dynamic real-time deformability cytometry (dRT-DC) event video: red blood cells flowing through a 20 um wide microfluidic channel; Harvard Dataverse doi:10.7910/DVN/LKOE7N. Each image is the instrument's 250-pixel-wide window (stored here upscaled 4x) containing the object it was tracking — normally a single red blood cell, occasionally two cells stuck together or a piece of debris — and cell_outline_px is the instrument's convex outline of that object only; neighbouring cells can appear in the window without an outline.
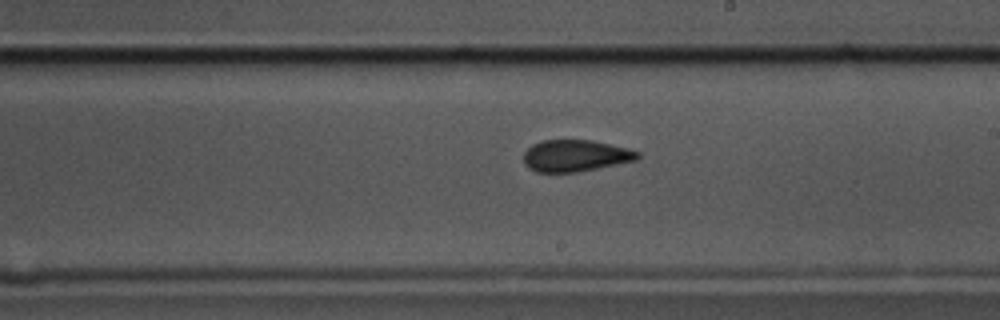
{"species": "common noctule bat (a hibernating species)", "species_latin": "Nyctalus noctula", "temperature_condition": "cold", "stored_images_in_passage": 43, "camera_frame_rate_fps": 3000, "um_per_image_px": 0.085, "animal": {"sex": "male", "body_mass_g": 17.5, "forearm_length_mm": 52.3}, "frame": {"image": 1, "passage_image": 19, "time_ms": 6.0, "image_size_px": [1000, 320], "cell_outline_px": [[640, 156], [636, 160], [576, 172], [536, 172], [528, 168], [524, 164], [524, 152], [532, 144], [540, 140], [592, 140], [628, 148], [640, 152]], "centroid_in_image_um": [48.88, 13.23], "position_along_channel_um": 240.1, "area_um2": 21.04}}
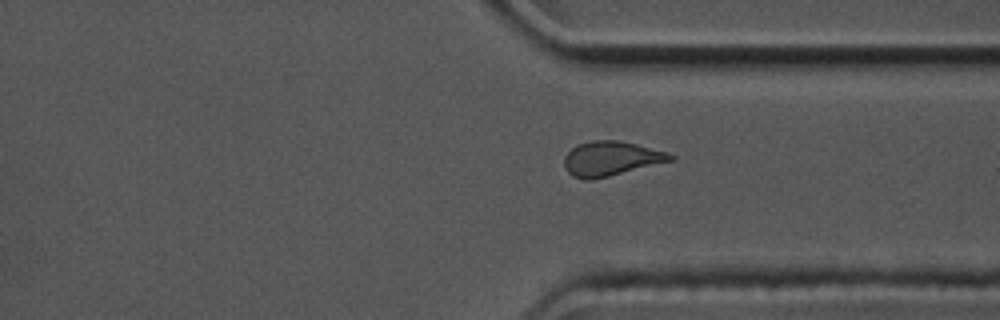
{"frame": {"image": 2, "passage_image": 29, "time_ms": 9.333, "image_size_px": [1000, 320], "cell_outline_px": [[676, 160], [592, 180], [584, 180], [572, 176], [564, 168], [564, 156], [576, 144], [592, 140], [616, 140], [636, 144], [668, 152], [676, 156]], "centroid_in_image_um": [51.94, 13.48], "position_along_channel_um": 359.5, "area_um2": 21.62}}
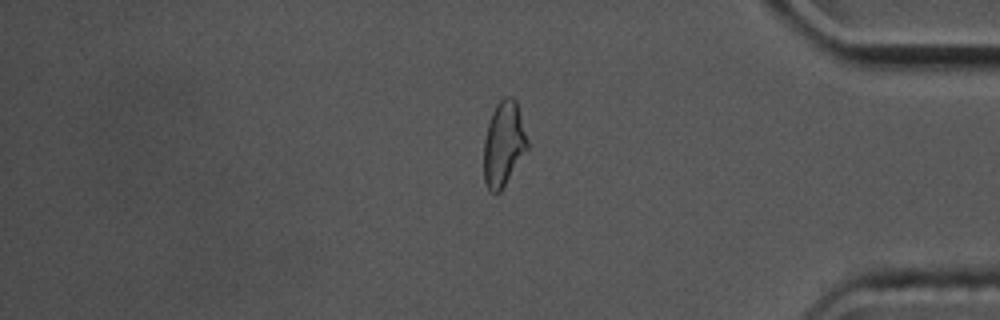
{"frame": {"image": 3, "passage_image": 34, "time_ms": 11.0, "image_size_px": [1000, 320], "cell_outline_px": [[528, 148], [500, 192], [492, 192], [488, 188], [484, 180], [484, 140], [488, 124], [492, 112], [496, 104], [504, 96], [512, 96], [516, 100], [528, 140]], "centroid_in_image_um": [42.81, 12.2], "position_along_channel_um": 392.4, "area_um2": 21.39}, "authors_computed_cell_mechanics": {"area_um2": 21.9062, "velocity_mm_per_s": 3.5693, "shape_relaxation_time_tau1_ms": 11.3564, "shape_relaxation_time_tau2_ms": 2.2238, "deformation_change_tau1": 0.1874, "deformation_change_tau2": 0.0886}}